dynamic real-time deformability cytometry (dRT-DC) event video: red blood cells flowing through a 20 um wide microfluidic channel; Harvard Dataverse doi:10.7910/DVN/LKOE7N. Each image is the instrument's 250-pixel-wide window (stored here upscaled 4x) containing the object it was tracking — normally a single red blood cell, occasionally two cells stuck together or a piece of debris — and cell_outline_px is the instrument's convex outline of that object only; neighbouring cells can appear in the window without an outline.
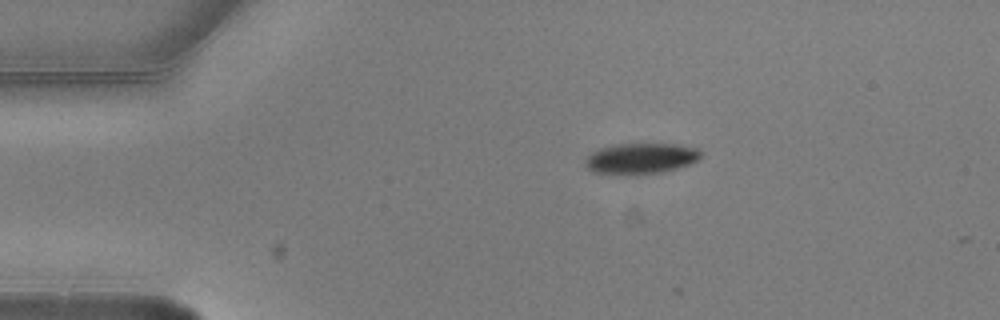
{"species": "common noctule bat (a hibernating species)", "species_latin": "Nyctalus noctula", "temperature_condition": "warm", "stored_images_in_passage": 3, "camera_frame_rate_fps": 3000, "um_per_image_px": 0.085, "animal": {"sex": "male", "body_mass_g": 20.5, "forearm_length_mm": 52.5}, "frame": {"image": 1, "passage_image": 1, "time_ms": 0.0, "image_size_px": [1000, 320], "cell_outline_px": [[704, 152], [700, 160], [676, 168], [660, 172], [632, 176], [592, 172], [588, 168], [584, 160], [592, 152], [600, 148], [616, 144], [676, 144], [700, 148]], "centroid_in_image_um": [54.51, 13.48], "position_along_channel_um": 30.5, "area_um2": 21.1}}